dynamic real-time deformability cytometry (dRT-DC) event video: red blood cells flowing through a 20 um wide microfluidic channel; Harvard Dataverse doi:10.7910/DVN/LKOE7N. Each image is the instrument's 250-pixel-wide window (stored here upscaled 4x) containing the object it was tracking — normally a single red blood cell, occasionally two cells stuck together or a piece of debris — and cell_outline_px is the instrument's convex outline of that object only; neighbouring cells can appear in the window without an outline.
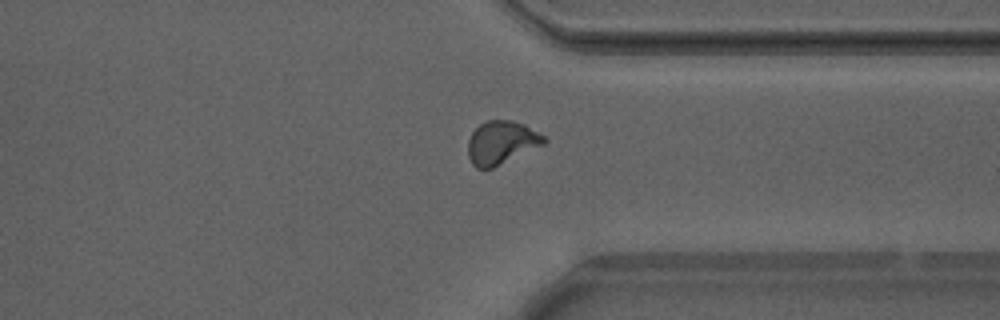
{"species": "Egyptian fruit bat (a non-hibernating species)", "species_latin": "Rousettus aegyptiacus", "temperature_condition": "warm", "stored_images_in_passage": 47, "camera_frame_rate_fps": 3000, "um_per_image_px": 0.085, "animal": {"sex": "male"}, "frame": {"image": 1, "passage_image": 34, "time_ms": 11.0, "image_size_px": [1000, 320], "cell_outline_px": [[548, 140], [544, 144], [492, 168], [476, 168], [472, 164], [468, 156], [468, 140], [472, 132], [484, 120], [512, 120], [524, 124], [544, 136]], "centroid_in_image_um": [42.6, 12.11], "position_along_channel_um": 368.8, "area_um2": 19.07}, "authors_computed_cell_mechanics": {"area_um2": 18.1492, "velocity_mm_per_s": 3.8769, "shape_relaxation_time_tau1_ms": 6.1971, "shape_relaxation_time_tau2_ms": 0.8807, "deformation_change_tau1": 0.1634, "deformation_change_tau2": 0.0552}}